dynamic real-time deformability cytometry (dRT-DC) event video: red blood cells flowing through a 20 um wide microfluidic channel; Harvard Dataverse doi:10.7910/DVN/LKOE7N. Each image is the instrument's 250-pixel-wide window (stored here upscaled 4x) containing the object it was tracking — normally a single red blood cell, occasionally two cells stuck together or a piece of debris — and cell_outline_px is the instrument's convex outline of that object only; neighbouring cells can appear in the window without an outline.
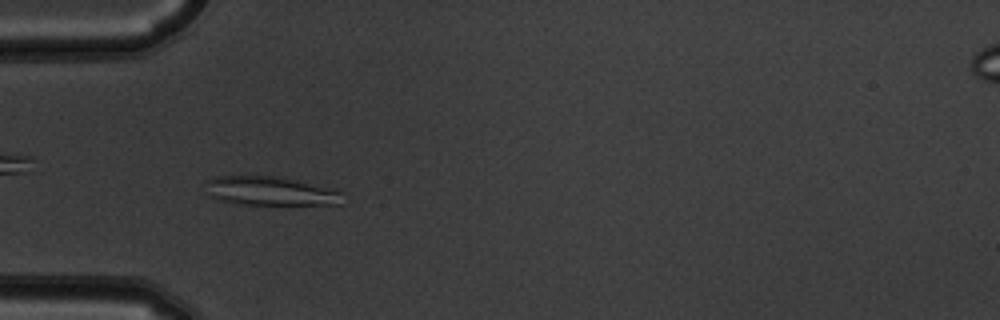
{"species": "common noctule bat (a hibernating species)", "species_latin": "Nyctalus noctula", "temperature_condition": "warm", "stored_images_in_passage": 6, "camera_frame_rate_fps": 3000, "um_per_image_px": 0.085, "animal": {"sex": "male", "body_mass_g": 19.5, "forearm_length_mm": 54.6}, "frame": {"image": 1, "passage_image": 5, "time_ms": 1.333, "image_size_px": [1000, 320], "cell_outline_px": [[344, 204], [244, 204], [216, 200], [208, 196], [204, 180], [216, 176], [280, 176], [336, 188], [344, 192]], "centroid_in_image_um": [23.02, 16.22], "position_along_channel_um": 62.0, "area_um2": 23.7}}
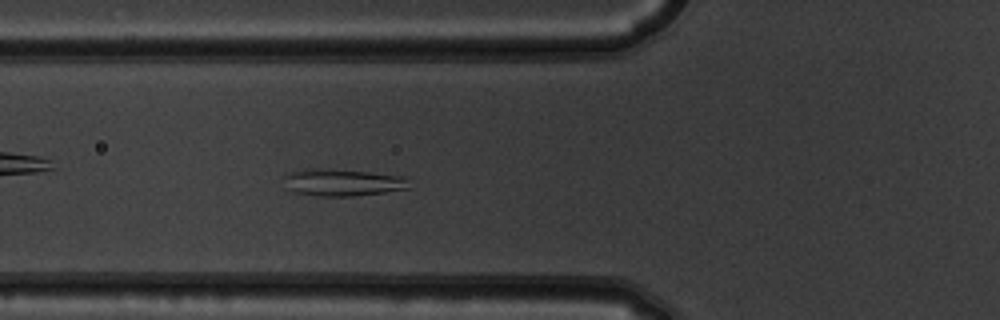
{"frame": {"image": 2, "passage_image": 6, "time_ms": 1.667, "image_size_px": [1000, 320], "cell_outline_px": [[408, 188], [384, 192], [356, 196], [316, 196], [292, 192], [284, 188], [284, 176], [288, 172], [304, 168], [324, 168], [368, 172], [408, 176]], "centroid_in_image_um": [29.04, 15.5], "position_along_channel_um": 96.8, "area_um2": 20.17}}